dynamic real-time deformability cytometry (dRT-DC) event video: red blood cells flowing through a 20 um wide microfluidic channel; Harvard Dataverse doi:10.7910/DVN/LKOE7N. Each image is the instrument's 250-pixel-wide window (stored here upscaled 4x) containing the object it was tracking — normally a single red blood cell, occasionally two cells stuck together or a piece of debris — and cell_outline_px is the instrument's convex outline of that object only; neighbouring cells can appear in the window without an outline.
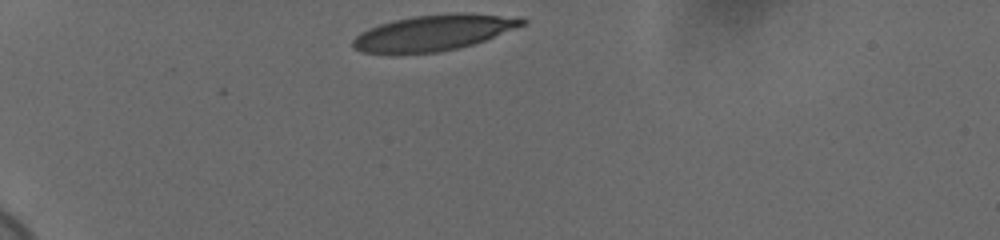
{"species": "human", "species_latin": "Homo sapiens", "temperature_condition": "cold", "stored_images_in_passage": 34, "camera_frame_rate_fps": 3000, "um_per_image_px": 0.085, "donor": {"sex": "female"}, "frame": {"image": 1, "passage_image": 1, "time_ms": 0.0, "image_size_px": [1000, 240], "cell_outline_px": [[528, 24], [484, 40], [472, 44], [456, 48], [436, 52], [364, 52], [352, 48], [352, 40], [360, 32], [368, 28], [392, 20], [416, 16], [464, 12], [472, 12], [520, 16], [528, 20]], "centroid_in_image_um": [36.96, 2.74], "position_along_channel_um": 48.0, "area_um2": 35.2}}
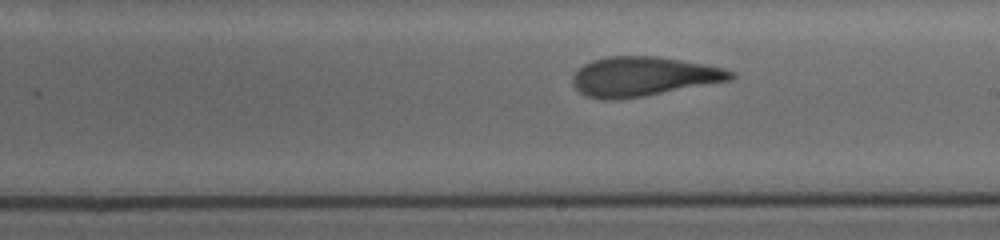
{"frame": {"image": 2, "passage_image": 20, "time_ms": 6.333, "image_size_px": [1000, 240], "cell_outline_px": [[736, 76], [732, 80], [644, 96], [616, 100], [604, 100], [588, 96], [580, 92], [572, 84], [572, 76], [584, 64], [592, 60], [608, 56], [656, 56], [704, 64], [724, 68], [736, 72]], "centroid_in_image_um": [54.7, 6.5], "position_along_channel_um": 234.3, "area_um2": 36.36}}
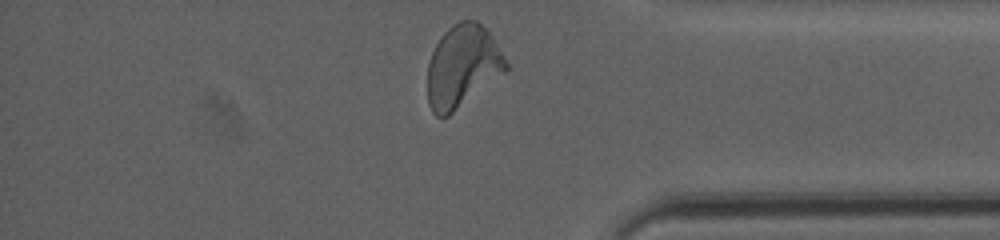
{"frame": {"image": 3, "passage_image": 34, "time_ms": 11.0, "image_size_px": [1000, 240], "cell_outline_px": [[508, 68], [504, 72], [448, 116], [436, 116], [432, 112], [428, 104], [428, 64], [432, 52], [440, 36], [452, 24], [460, 20], [476, 20], [492, 36], [508, 64]], "centroid_in_image_um": [39.28, 5.62], "position_along_channel_um": 395.9, "area_um2": 37.11}, "authors_computed_cell_mechanics": {"area_um2": 36.2984, "velocity_mm_per_s": 3.6579, "shape_relaxation_time_tau1_ms": 5.3697, "shape_relaxation_time_tau2_ms": 1.5024, "deformation_change_tau1": 0.2174, "deformation_change_tau2": 0.1021}}